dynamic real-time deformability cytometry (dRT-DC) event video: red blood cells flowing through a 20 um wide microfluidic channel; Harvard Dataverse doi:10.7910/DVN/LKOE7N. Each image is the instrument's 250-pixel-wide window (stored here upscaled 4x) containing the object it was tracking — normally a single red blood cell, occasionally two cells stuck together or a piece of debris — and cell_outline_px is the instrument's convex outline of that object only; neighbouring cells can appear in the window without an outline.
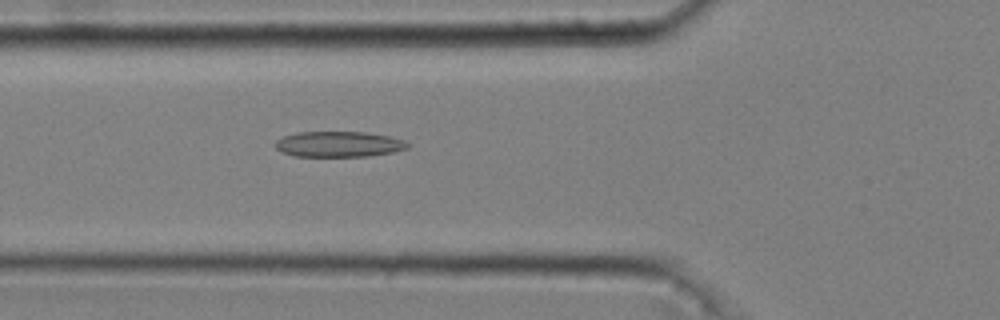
{"species": "common noctule bat (a hibernating species)", "species_latin": "Nyctalus noctula", "temperature_condition": "cold", "stored_images_in_passage": 41, "camera_frame_rate_fps": 3000, "um_per_image_px": 0.085, "animal": {"sex": "male", "body_mass_g": 20.4}, "frame": {"image": 1, "passage_image": 10, "time_ms": 3.0, "image_size_px": [1000, 320], "cell_outline_px": [[408, 148], [392, 152], [368, 156], [292, 156], [280, 152], [276, 148], [276, 140], [284, 136], [300, 132], [364, 132], [388, 136], [404, 140], [408, 144]], "centroid_in_image_um": [28.77, 12.26], "position_along_channel_um": 97.0, "area_um2": 19.59}}
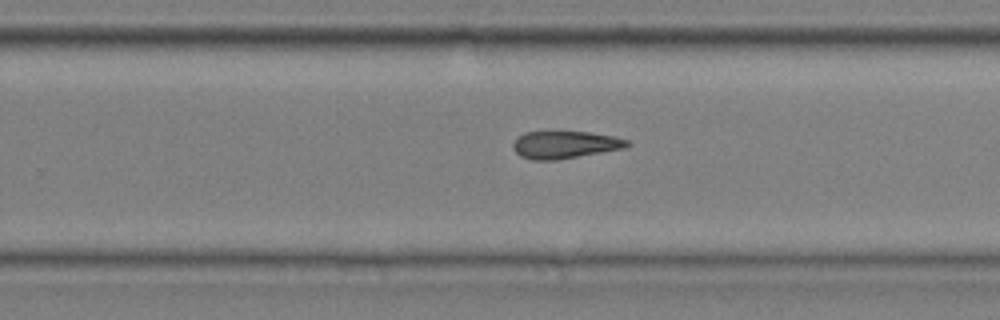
{"frame": {"image": 2, "passage_image": 25, "time_ms": 8.0, "image_size_px": [1000, 320], "cell_outline_px": [[632, 144], [624, 148], [556, 160], [532, 160], [520, 156], [512, 148], [512, 144], [524, 132], [588, 132], [612, 136], [628, 140]], "centroid_in_image_um": [48.01, 12.31], "position_along_channel_um": 281.8, "area_um2": 18.03}}
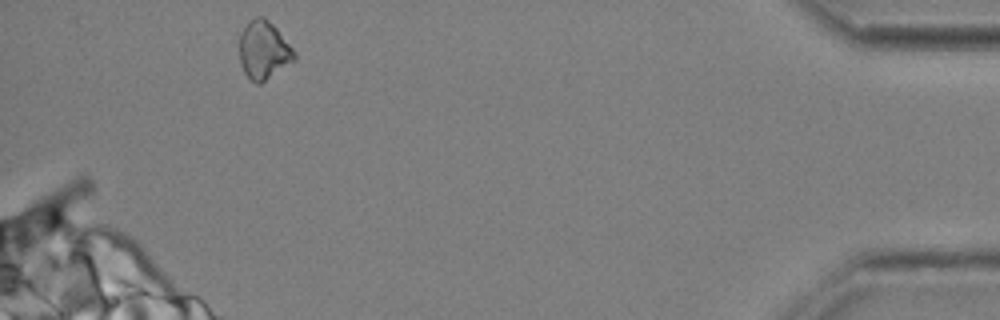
{"frame": {"image": 3, "passage_image": 40, "time_ms": 13.0, "image_size_px": [1000, 320], "cell_outline_px": [[296, 60], [260, 84], [256, 84], [244, 72], [240, 60], [240, 36], [248, 20], [256, 16], [264, 16], [276, 28], [296, 52]], "centroid_in_image_um": [22.43, 4.26], "position_along_channel_um": 412.8, "area_um2": 18.55}}